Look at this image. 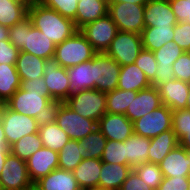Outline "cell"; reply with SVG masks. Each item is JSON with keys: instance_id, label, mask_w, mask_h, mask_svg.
<instances>
[{"instance_id": "1", "label": "cell", "mask_w": 190, "mask_h": 190, "mask_svg": "<svg viewBox=\"0 0 190 190\" xmlns=\"http://www.w3.org/2000/svg\"><path fill=\"white\" fill-rule=\"evenodd\" d=\"M60 101L52 100L49 93L27 92L19 88L4 103L9 109L35 118L38 126L56 122Z\"/></svg>"}, {"instance_id": "2", "label": "cell", "mask_w": 190, "mask_h": 190, "mask_svg": "<svg viewBox=\"0 0 190 190\" xmlns=\"http://www.w3.org/2000/svg\"><path fill=\"white\" fill-rule=\"evenodd\" d=\"M28 18L54 45L61 44L79 30L72 19L62 16L56 10L36 2L28 7Z\"/></svg>"}, {"instance_id": "3", "label": "cell", "mask_w": 190, "mask_h": 190, "mask_svg": "<svg viewBox=\"0 0 190 190\" xmlns=\"http://www.w3.org/2000/svg\"><path fill=\"white\" fill-rule=\"evenodd\" d=\"M9 41L20 51L42 59L54 57L55 45L27 17L9 29Z\"/></svg>"}, {"instance_id": "4", "label": "cell", "mask_w": 190, "mask_h": 190, "mask_svg": "<svg viewBox=\"0 0 190 190\" xmlns=\"http://www.w3.org/2000/svg\"><path fill=\"white\" fill-rule=\"evenodd\" d=\"M97 52L80 32L55 46L54 59L66 69L91 60Z\"/></svg>"}, {"instance_id": "5", "label": "cell", "mask_w": 190, "mask_h": 190, "mask_svg": "<svg viewBox=\"0 0 190 190\" xmlns=\"http://www.w3.org/2000/svg\"><path fill=\"white\" fill-rule=\"evenodd\" d=\"M64 103L80 116L96 122L106 113V95L97 89L72 93Z\"/></svg>"}, {"instance_id": "6", "label": "cell", "mask_w": 190, "mask_h": 190, "mask_svg": "<svg viewBox=\"0 0 190 190\" xmlns=\"http://www.w3.org/2000/svg\"><path fill=\"white\" fill-rule=\"evenodd\" d=\"M145 5L131 3L108 4V15L117 26L118 31L142 34Z\"/></svg>"}, {"instance_id": "7", "label": "cell", "mask_w": 190, "mask_h": 190, "mask_svg": "<svg viewBox=\"0 0 190 190\" xmlns=\"http://www.w3.org/2000/svg\"><path fill=\"white\" fill-rule=\"evenodd\" d=\"M142 49L140 34L118 31L105 53L120 66H125L134 63Z\"/></svg>"}, {"instance_id": "8", "label": "cell", "mask_w": 190, "mask_h": 190, "mask_svg": "<svg viewBox=\"0 0 190 190\" xmlns=\"http://www.w3.org/2000/svg\"><path fill=\"white\" fill-rule=\"evenodd\" d=\"M1 123L9 147L20 138L29 134L38 133L39 130L35 118L15 112L9 109L4 103Z\"/></svg>"}, {"instance_id": "9", "label": "cell", "mask_w": 190, "mask_h": 190, "mask_svg": "<svg viewBox=\"0 0 190 190\" xmlns=\"http://www.w3.org/2000/svg\"><path fill=\"white\" fill-rule=\"evenodd\" d=\"M2 190H31L34 184L31 182L25 160L13 155H7L0 175Z\"/></svg>"}, {"instance_id": "10", "label": "cell", "mask_w": 190, "mask_h": 190, "mask_svg": "<svg viewBox=\"0 0 190 190\" xmlns=\"http://www.w3.org/2000/svg\"><path fill=\"white\" fill-rule=\"evenodd\" d=\"M56 123L70 140H81L97 129L96 121L80 116L64 102L60 103Z\"/></svg>"}, {"instance_id": "11", "label": "cell", "mask_w": 190, "mask_h": 190, "mask_svg": "<svg viewBox=\"0 0 190 190\" xmlns=\"http://www.w3.org/2000/svg\"><path fill=\"white\" fill-rule=\"evenodd\" d=\"M97 53H105L115 38L118 29L107 14L94 22L86 24L79 30Z\"/></svg>"}, {"instance_id": "12", "label": "cell", "mask_w": 190, "mask_h": 190, "mask_svg": "<svg viewBox=\"0 0 190 190\" xmlns=\"http://www.w3.org/2000/svg\"><path fill=\"white\" fill-rule=\"evenodd\" d=\"M93 67L94 89L108 93L117 88L121 66L112 57L106 53H96Z\"/></svg>"}, {"instance_id": "13", "label": "cell", "mask_w": 190, "mask_h": 190, "mask_svg": "<svg viewBox=\"0 0 190 190\" xmlns=\"http://www.w3.org/2000/svg\"><path fill=\"white\" fill-rule=\"evenodd\" d=\"M134 133L146 138H154L172 129V110L165 105L147 113L133 122Z\"/></svg>"}, {"instance_id": "14", "label": "cell", "mask_w": 190, "mask_h": 190, "mask_svg": "<svg viewBox=\"0 0 190 190\" xmlns=\"http://www.w3.org/2000/svg\"><path fill=\"white\" fill-rule=\"evenodd\" d=\"M43 79L52 100L63 103L71 95L67 69L59 66L54 58L46 59Z\"/></svg>"}, {"instance_id": "15", "label": "cell", "mask_w": 190, "mask_h": 190, "mask_svg": "<svg viewBox=\"0 0 190 190\" xmlns=\"http://www.w3.org/2000/svg\"><path fill=\"white\" fill-rule=\"evenodd\" d=\"M183 53L184 51L174 41L166 43L153 52L157 61V72L151 86L158 88L160 85L175 79L172 65Z\"/></svg>"}, {"instance_id": "16", "label": "cell", "mask_w": 190, "mask_h": 190, "mask_svg": "<svg viewBox=\"0 0 190 190\" xmlns=\"http://www.w3.org/2000/svg\"><path fill=\"white\" fill-rule=\"evenodd\" d=\"M160 106H162V101L158 89L154 86H149L138 92L132 91V101L125 115L133 123Z\"/></svg>"}, {"instance_id": "17", "label": "cell", "mask_w": 190, "mask_h": 190, "mask_svg": "<svg viewBox=\"0 0 190 190\" xmlns=\"http://www.w3.org/2000/svg\"><path fill=\"white\" fill-rule=\"evenodd\" d=\"M26 164L29 178L35 184L51 171L58 169V152L43 146L26 160Z\"/></svg>"}, {"instance_id": "18", "label": "cell", "mask_w": 190, "mask_h": 190, "mask_svg": "<svg viewBox=\"0 0 190 190\" xmlns=\"http://www.w3.org/2000/svg\"><path fill=\"white\" fill-rule=\"evenodd\" d=\"M97 128L112 141L124 142L134 133L133 123L123 114L105 113L97 122Z\"/></svg>"}, {"instance_id": "19", "label": "cell", "mask_w": 190, "mask_h": 190, "mask_svg": "<svg viewBox=\"0 0 190 190\" xmlns=\"http://www.w3.org/2000/svg\"><path fill=\"white\" fill-rule=\"evenodd\" d=\"M177 23L169 0H148L144 9L145 27H175Z\"/></svg>"}, {"instance_id": "20", "label": "cell", "mask_w": 190, "mask_h": 190, "mask_svg": "<svg viewBox=\"0 0 190 190\" xmlns=\"http://www.w3.org/2000/svg\"><path fill=\"white\" fill-rule=\"evenodd\" d=\"M157 89L162 105L167 106L172 111L186 109L189 83L174 79L160 85Z\"/></svg>"}, {"instance_id": "21", "label": "cell", "mask_w": 190, "mask_h": 190, "mask_svg": "<svg viewBox=\"0 0 190 190\" xmlns=\"http://www.w3.org/2000/svg\"><path fill=\"white\" fill-rule=\"evenodd\" d=\"M163 177H189L190 167L187 150L177 146L159 163Z\"/></svg>"}, {"instance_id": "22", "label": "cell", "mask_w": 190, "mask_h": 190, "mask_svg": "<svg viewBox=\"0 0 190 190\" xmlns=\"http://www.w3.org/2000/svg\"><path fill=\"white\" fill-rule=\"evenodd\" d=\"M36 190H80L72 171L55 169L34 184Z\"/></svg>"}, {"instance_id": "23", "label": "cell", "mask_w": 190, "mask_h": 190, "mask_svg": "<svg viewBox=\"0 0 190 190\" xmlns=\"http://www.w3.org/2000/svg\"><path fill=\"white\" fill-rule=\"evenodd\" d=\"M108 14V0H78L76 18L73 20L78 30L86 24Z\"/></svg>"}, {"instance_id": "24", "label": "cell", "mask_w": 190, "mask_h": 190, "mask_svg": "<svg viewBox=\"0 0 190 190\" xmlns=\"http://www.w3.org/2000/svg\"><path fill=\"white\" fill-rule=\"evenodd\" d=\"M132 170L130 165L102 162L99 187L103 190H119Z\"/></svg>"}, {"instance_id": "25", "label": "cell", "mask_w": 190, "mask_h": 190, "mask_svg": "<svg viewBox=\"0 0 190 190\" xmlns=\"http://www.w3.org/2000/svg\"><path fill=\"white\" fill-rule=\"evenodd\" d=\"M71 94L94 89L93 58L67 69Z\"/></svg>"}, {"instance_id": "26", "label": "cell", "mask_w": 190, "mask_h": 190, "mask_svg": "<svg viewBox=\"0 0 190 190\" xmlns=\"http://www.w3.org/2000/svg\"><path fill=\"white\" fill-rule=\"evenodd\" d=\"M178 145L179 141L172 129L151 138L148 150V163L159 164Z\"/></svg>"}, {"instance_id": "27", "label": "cell", "mask_w": 190, "mask_h": 190, "mask_svg": "<svg viewBox=\"0 0 190 190\" xmlns=\"http://www.w3.org/2000/svg\"><path fill=\"white\" fill-rule=\"evenodd\" d=\"M149 86H151V83L146 75L134 63L121 66L117 85L118 89L138 92Z\"/></svg>"}, {"instance_id": "28", "label": "cell", "mask_w": 190, "mask_h": 190, "mask_svg": "<svg viewBox=\"0 0 190 190\" xmlns=\"http://www.w3.org/2000/svg\"><path fill=\"white\" fill-rule=\"evenodd\" d=\"M102 161L96 158H84L72 171L80 188L99 186Z\"/></svg>"}, {"instance_id": "29", "label": "cell", "mask_w": 190, "mask_h": 190, "mask_svg": "<svg viewBox=\"0 0 190 190\" xmlns=\"http://www.w3.org/2000/svg\"><path fill=\"white\" fill-rule=\"evenodd\" d=\"M29 4L22 0H0V25L12 27L28 17Z\"/></svg>"}, {"instance_id": "30", "label": "cell", "mask_w": 190, "mask_h": 190, "mask_svg": "<svg viewBox=\"0 0 190 190\" xmlns=\"http://www.w3.org/2000/svg\"><path fill=\"white\" fill-rule=\"evenodd\" d=\"M45 61V59L20 51L15 64L20 80L43 77Z\"/></svg>"}, {"instance_id": "31", "label": "cell", "mask_w": 190, "mask_h": 190, "mask_svg": "<svg viewBox=\"0 0 190 190\" xmlns=\"http://www.w3.org/2000/svg\"><path fill=\"white\" fill-rule=\"evenodd\" d=\"M150 138L133 133L125 140L127 163L133 168L148 162Z\"/></svg>"}, {"instance_id": "32", "label": "cell", "mask_w": 190, "mask_h": 190, "mask_svg": "<svg viewBox=\"0 0 190 190\" xmlns=\"http://www.w3.org/2000/svg\"><path fill=\"white\" fill-rule=\"evenodd\" d=\"M86 157L87 151L82 147V143L79 140H69L58 152V168L73 171Z\"/></svg>"}, {"instance_id": "33", "label": "cell", "mask_w": 190, "mask_h": 190, "mask_svg": "<svg viewBox=\"0 0 190 190\" xmlns=\"http://www.w3.org/2000/svg\"><path fill=\"white\" fill-rule=\"evenodd\" d=\"M141 37L143 48L154 52L173 41L174 27H145Z\"/></svg>"}, {"instance_id": "34", "label": "cell", "mask_w": 190, "mask_h": 190, "mask_svg": "<svg viewBox=\"0 0 190 190\" xmlns=\"http://www.w3.org/2000/svg\"><path fill=\"white\" fill-rule=\"evenodd\" d=\"M38 132L42 145L57 152L70 140L56 122L39 126Z\"/></svg>"}, {"instance_id": "35", "label": "cell", "mask_w": 190, "mask_h": 190, "mask_svg": "<svg viewBox=\"0 0 190 190\" xmlns=\"http://www.w3.org/2000/svg\"><path fill=\"white\" fill-rule=\"evenodd\" d=\"M20 77L15 65L0 64V102L6 103L20 88Z\"/></svg>"}, {"instance_id": "36", "label": "cell", "mask_w": 190, "mask_h": 190, "mask_svg": "<svg viewBox=\"0 0 190 190\" xmlns=\"http://www.w3.org/2000/svg\"><path fill=\"white\" fill-rule=\"evenodd\" d=\"M172 130L179 141V146L190 150V110L172 111Z\"/></svg>"}, {"instance_id": "37", "label": "cell", "mask_w": 190, "mask_h": 190, "mask_svg": "<svg viewBox=\"0 0 190 190\" xmlns=\"http://www.w3.org/2000/svg\"><path fill=\"white\" fill-rule=\"evenodd\" d=\"M106 95V113L125 115L132 101V91L116 88Z\"/></svg>"}, {"instance_id": "38", "label": "cell", "mask_w": 190, "mask_h": 190, "mask_svg": "<svg viewBox=\"0 0 190 190\" xmlns=\"http://www.w3.org/2000/svg\"><path fill=\"white\" fill-rule=\"evenodd\" d=\"M43 147L38 133H33L20 138L10 146V152L22 160H27L38 149Z\"/></svg>"}, {"instance_id": "39", "label": "cell", "mask_w": 190, "mask_h": 190, "mask_svg": "<svg viewBox=\"0 0 190 190\" xmlns=\"http://www.w3.org/2000/svg\"><path fill=\"white\" fill-rule=\"evenodd\" d=\"M79 141L82 143L84 150L87 151L88 158H102L107 138L98 128Z\"/></svg>"}, {"instance_id": "40", "label": "cell", "mask_w": 190, "mask_h": 190, "mask_svg": "<svg viewBox=\"0 0 190 190\" xmlns=\"http://www.w3.org/2000/svg\"><path fill=\"white\" fill-rule=\"evenodd\" d=\"M133 171L152 189L159 188L163 179L159 164L145 162L133 167Z\"/></svg>"}, {"instance_id": "41", "label": "cell", "mask_w": 190, "mask_h": 190, "mask_svg": "<svg viewBox=\"0 0 190 190\" xmlns=\"http://www.w3.org/2000/svg\"><path fill=\"white\" fill-rule=\"evenodd\" d=\"M101 161L111 164L129 165L126 157L125 141L107 140Z\"/></svg>"}, {"instance_id": "42", "label": "cell", "mask_w": 190, "mask_h": 190, "mask_svg": "<svg viewBox=\"0 0 190 190\" xmlns=\"http://www.w3.org/2000/svg\"><path fill=\"white\" fill-rule=\"evenodd\" d=\"M43 6L56 10L62 16L74 20L78 7V0H39Z\"/></svg>"}, {"instance_id": "43", "label": "cell", "mask_w": 190, "mask_h": 190, "mask_svg": "<svg viewBox=\"0 0 190 190\" xmlns=\"http://www.w3.org/2000/svg\"><path fill=\"white\" fill-rule=\"evenodd\" d=\"M134 64L144 72L150 83L154 80L157 61L152 51L143 48Z\"/></svg>"}, {"instance_id": "44", "label": "cell", "mask_w": 190, "mask_h": 190, "mask_svg": "<svg viewBox=\"0 0 190 190\" xmlns=\"http://www.w3.org/2000/svg\"><path fill=\"white\" fill-rule=\"evenodd\" d=\"M173 41L184 51H190V23L178 22L174 27Z\"/></svg>"}, {"instance_id": "45", "label": "cell", "mask_w": 190, "mask_h": 190, "mask_svg": "<svg viewBox=\"0 0 190 190\" xmlns=\"http://www.w3.org/2000/svg\"><path fill=\"white\" fill-rule=\"evenodd\" d=\"M172 67L175 79L190 83V52H184Z\"/></svg>"}, {"instance_id": "46", "label": "cell", "mask_w": 190, "mask_h": 190, "mask_svg": "<svg viewBox=\"0 0 190 190\" xmlns=\"http://www.w3.org/2000/svg\"><path fill=\"white\" fill-rule=\"evenodd\" d=\"M19 52L9 40L0 41V64L15 65Z\"/></svg>"}, {"instance_id": "47", "label": "cell", "mask_w": 190, "mask_h": 190, "mask_svg": "<svg viewBox=\"0 0 190 190\" xmlns=\"http://www.w3.org/2000/svg\"><path fill=\"white\" fill-rule=\"evenodd\" d=\"M178 22L190 23V0H169Z\"/></svg>"}, {"instance_id": "48", "label": "cell", "mask_w": 190, "mask_h": 190, "mask_svg": "<svg viewBox=\"0 0 190 190\" xmlns=\"http://www.w3.org/2000/svg\"><path fill=\"white\" fill-rule=\"evenodd\" d=\"M188 177H163L157 190H188Z\"/></svg>"}, {"instance_id": "49", "label": "cell", "mask_w": 190, "mask_h": 190, "mask_svg": "<svg viewBox=\"0 0 190 190\" xmlns=\"http://www.w3.org/2000/svg\"><path fill=\"white\" fill-rule=\"evenodd\" d=\"M119 190H154L148 186L133 170L126 177Z\"/></svg>"}, {"instance_id": "50", "label": "cell", "mask_w": 190, "mask_h": 190, "mask_svg": "<svg viewBox=\"0 0 190 190\" xmlns=\"http://www.w3.org/2000/svg\"><path fill=\"white\" fill-rule=\"evenodd\" d=\"M20 88L27 92L49 93L43 77H39L34 80H21Z\"/></svg>"}, {"instance_id": "51", "label": "cell", "mask_w": 190, "mask_h": 190, "mask_svg": "<svg viewBox=\"0 0 190 190\" xmlns=\"http://www.w3.org/2000/svg\"><path fill=\"white\" fill-rule=\"evenodd\" d=\"M9 152H10L9 146H0V175Z\"/></svg>"}, {"instance_id": "52", "label": "cell", "mask_w": 190, "mask_h": 190, "mask_svg": "<svg viewBox=\"0 0 190 190\" xmlns=\"http://www.w3.org/2000/svg\"><path fill=\"white\" fill-rule=\"evenodd\" d=\"M117 3H131L136 5H146L148 0H108V4H117Z\"/></svg>"}, {"instance_id": "53", "label": "cell", "mask_w": 190, "mask_h": 190, "mask_svg": "<svg viewBox=\"0 0 190 190\" xmlns=\"http://www.w3.org/2000/svg\"><path fill=\"white\" fill-rule=\"evenodd\" d=\"M9 27L0 25V41L9 40Z\"/></svg>"}, {"instance_id": "54", "label": "cell", "mask_w": 190, "mask_h": 190, "mask_svg": "<svg viewBox=\"0 0 190 190\" xmlns=\"http://www.w3.org/2000/svg\"><path fill=\"white\" fill-rule=\"evenodd\" d=\"M0 146H9L6 141V137H5V133H4V129H3V125L1 121H0Z\"/></svg>"}, {"instance_id": "55", "label": "cell", "mask_w": 190, "mask_h": 190, "mask_svg": "<svg viewBox=\"0 0 190 190\" xmlns=\"http://www.w3.org/2000/svg\"><path fill=\"white\" fill-rule=\"evenodd\" d=\"M80 190H103V189L99 186H91V187L81 188Z\"/></svg>"}, {"instance_id": "56", "label": "cell", "mask_w": 190, "mask_h": 190, "mask_svg": "<svg viewBox=\"0 0 190 190\" xmlns=\"http://www.w3.org/2000/svg\"><path fill=\"white\" fill-rule=\"evenodd\" d=\"M186 109L190 110V83H189V94H188V97H187Z\"/></svg>"}, {"instance_id": "57", "label": "cell", "mask_w": 190, "mask_h": 190, "mask_svg": "<svg viewBox=\"0 0 190 190\" xmlns=\"http://www.w3.org/2000/svg\"><path fill=\"white\" fill-rule=\"evenodd\" d=\"M22 1L26 2L29 5L36 3V2H39V0H22Z\"/></svg>"}, {"instance_id": "58", "label": "cell", "mask_w": 190, "mask_h": 190, "mask_svg": "<svg viewBox=\"0 0 190 190\" xmlns=\"http://www.w3.org/2000/svg\"><path fill=\"white\" fill-rule=\"evenodd\" d=\"M2 112H3V103L0 102V121H1Z\"/></svg>"}, {"instance_id": "59", "label": "cell", "mask_w": 190, "mask_h": 190, "mask_svg": "<svg viewBox=\"0 0 190 190\" xmlns=\"http://www.w3.org/2000/svg\"><path fill=\"white\" fill-rule=\"evenodd\" d=\"M187 156L189 158V167H190V150H187Z\"/></svg>"}, {"instance_id": "60", "label": "cell", "mask_w": 190, "mask_h": 190, "mask_svg": "<svg viewBox=\"0 0 190 190\" xmlns=\"http://www.w3.org/2000/svg\"><path fill=\"white\" fill-rule=\"evenodd\" d=\"M188 186H189L188 190H190V175L188 177Z\"/></svg>"}]
</instances>
